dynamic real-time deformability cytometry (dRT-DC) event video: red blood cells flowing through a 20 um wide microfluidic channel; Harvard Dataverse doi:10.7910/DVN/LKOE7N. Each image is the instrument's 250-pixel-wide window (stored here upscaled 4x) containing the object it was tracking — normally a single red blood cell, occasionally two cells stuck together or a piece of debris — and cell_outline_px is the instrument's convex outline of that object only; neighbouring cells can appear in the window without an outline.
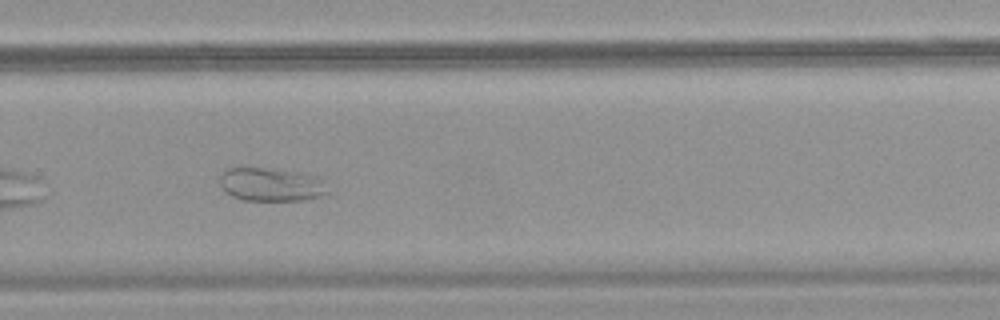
{"species": "common noctule bat (a hibernating species)", "species_latin": "Nyctalus noctula", "temperature_condition": "warm", "stored_images_in_passage": 25, "camera_frame_rate_fps": 3000, "um_per_image_px": 0.085, "animal": {"sex": "female", "body_mass_g": 18.4}, "frame": {"image": 1, "passage_image": 22, "time_ms": 7.0, "image_size_px": [1000, 320], "cell_outline_px": [[328, 192], [320, 196], [304, 200], [244, 200], [232, 196], [224, 192], [220, 184], [220, 176], [224, 168], [244, 164], [300, 172], [324, 180]], "centroid_in_image_um": [22.95, 15.63], "position_along_channel_um": 306.9, "area_um2": 21.79}}